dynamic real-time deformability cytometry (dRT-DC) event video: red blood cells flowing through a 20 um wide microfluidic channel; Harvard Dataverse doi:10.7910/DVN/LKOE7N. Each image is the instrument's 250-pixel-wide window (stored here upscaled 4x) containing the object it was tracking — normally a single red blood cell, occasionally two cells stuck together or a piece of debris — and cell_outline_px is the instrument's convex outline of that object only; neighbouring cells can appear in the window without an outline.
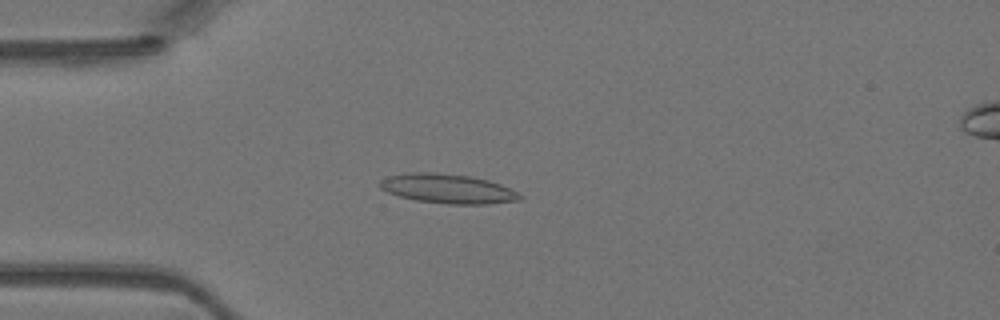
{"species": "Egyptian fruit bat (a non-hibernating species)", "species_latin": "Rousettus aegyptiacus", "temperature_condition": "warm", "stored_images_in_passage": 34, "camera_frame_rate_fps": 3000, "um_per_image_px": 0.085, "animal": {"sex": "female"}, "frame": {"image": 1, "passage_image": 1, "time_ms": 0.0, "image_size_px": [1000, 320], "cell_outline_px": [[524, 196], [520, 200], [488, 204], [448, 204], [416, 200], [400, 196], [388, 192], [380, 188], [380, 180], [388, 176], [412, 172], [432, 172], [468, 176], [488, 180], [500, 184]], "centroid_in_image_um": [38.06, 16.04], "position_along_channel_um": 46.9, "area_um2": 23.76}}
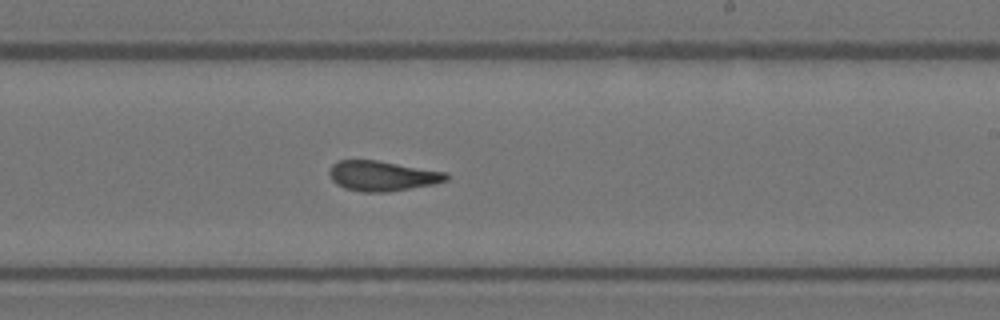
{"frame": {"image": 2, "passage_image": 16, "time_ms": 5.0, "image_size_px": [1000, 320], "cell_outline_px": [[448, 180], [432, 184], [388, 192], [360, 192], [344, 188], [336, 184], [332, 180], [328, 172], [332, 164], [340, 160], [376, 160], [448, 172]], "centroid_in_image_um": [32.47, 14.95], "position_along_channel_um": 256.5, "area_um2": 20.52}}
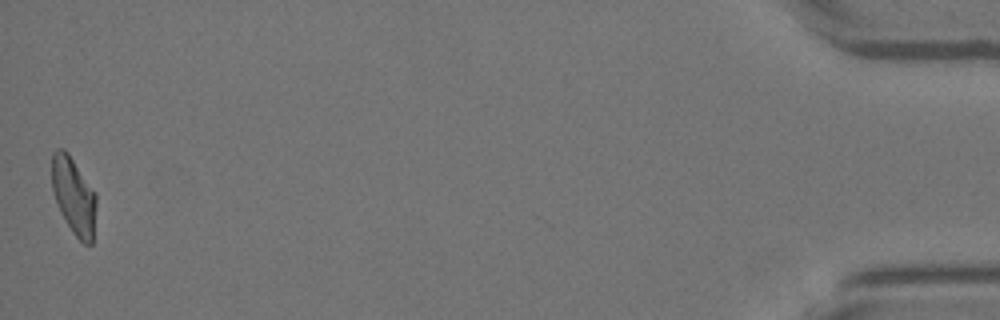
{"frame": {"image": 3, "passage_image": 34, "time_ms": 11.0, "image_size_px": [1000, 320], "cell_outline_px": [[96, 204], [92, 244], [84, 244], [72, 232], [60, 212], [52, 188], [52, 152], [56, 148], [64, 148], [68, 152], [96, 192]], "centroid_in_image_um": [6.27, 16.62], "position_along_channel_um": 428.9, "area_um2": 20.0}}